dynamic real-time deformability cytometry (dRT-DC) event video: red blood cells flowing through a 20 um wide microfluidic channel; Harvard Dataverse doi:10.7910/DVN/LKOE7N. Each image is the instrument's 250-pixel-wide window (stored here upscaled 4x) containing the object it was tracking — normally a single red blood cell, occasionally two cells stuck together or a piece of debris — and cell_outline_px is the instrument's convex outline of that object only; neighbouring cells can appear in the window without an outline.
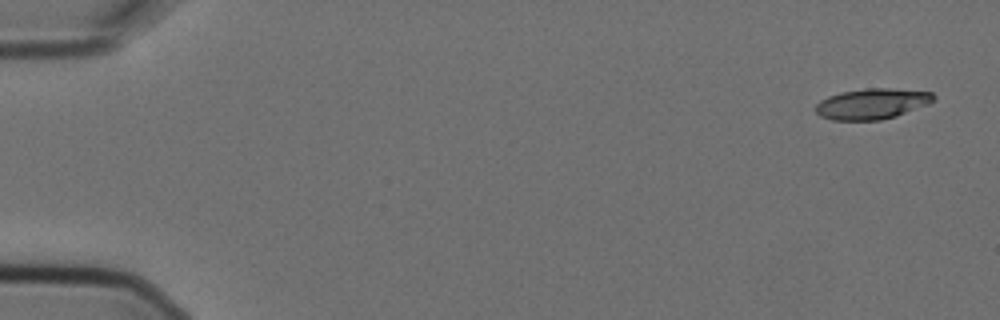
{"species": "Egyptian fruit bat (a non-hibernating species)", "species_latin": "Rousettus aegyptiacus", "temperature_condition": "cold", "stored_images_in_passage": 4, "camera_frame_rate_fps": 3000, "um_per_image_px": 0.085, "animal": {"sex": "female"}, "frame": {"image": 1, "passage_image": 1, "time_ms": 0.0, "image_size_px": [1000, 320], "cell_outline_px": [[936, 100], [928, 104], [896, 116], [880, 120], [832, 120], [820, 116], [816, 112], [816, 104], [820, 100], [828, 96], [840, 92], [868, 88], [888, 88], [932, 92], [936, 96]], "centroid_in_image_um": [74.13, 8.82], "position_along_channel_um": 10.9, "area_um2": 21.1}}